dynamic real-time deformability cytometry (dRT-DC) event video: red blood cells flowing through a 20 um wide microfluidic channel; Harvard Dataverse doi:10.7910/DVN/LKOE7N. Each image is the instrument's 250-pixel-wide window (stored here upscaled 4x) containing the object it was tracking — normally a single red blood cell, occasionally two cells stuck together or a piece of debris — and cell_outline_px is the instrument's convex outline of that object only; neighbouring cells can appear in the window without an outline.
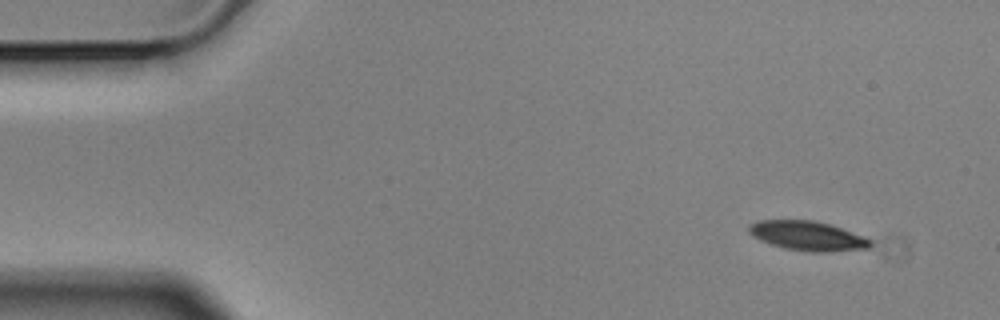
{"species": "Egyptian fruit bat (a non-hibernating species)", "species_latin": "Rousettus aegyptiacus", "temperature_condition": "cold", "stored_images_in_passage": 4, "camera_frame_rate_fps": 3000, "um_per_image_px": 0.085, "animal": {"sex": "male"}, "frame": {"image": 1, "passage_image": 1, "time_ms": 0.0, "image_size_px": [1000, 320], "cell_outline_px": [[872, 244], [868, 248], [828, 252], [812, 252], [784, 248], [760, 240], [752, 236], [748, 232], [748, 224], [760, 220], [816, 220], [864, 236], [872, 240]], "centroid_in_image_um": [68.63, 20.04], "position_along_channel_um": 16.4, "area_um2": 20.81}}
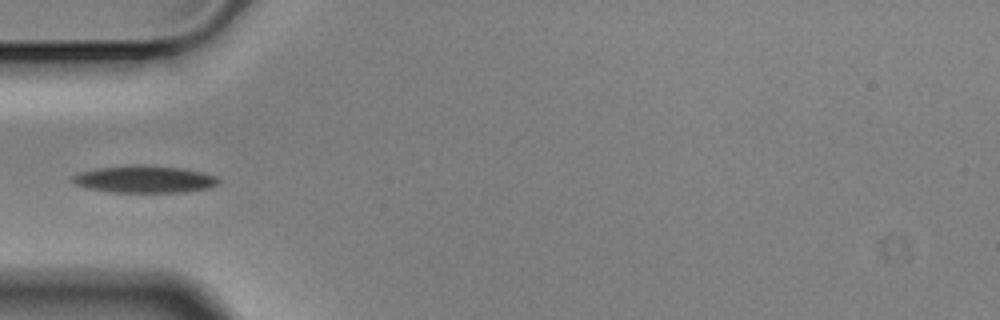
{"frame": {"image": 2, "passage_image": 4, "time_ms": 1.0, "image_size_px": [1000, 320], "cell_outline_px": [[220, 180], [216, 184], [208, 188], [184, 192], [108, 192], [84, 188], [68, 180], [72, 176], [80, 172], [96, 168], [136, 164], [184, 168], [216, 176]], "centroid_in_image_um": [12.21, 15.23], "position_along_channel_um": 72.8, "area_um2": 23.29}}